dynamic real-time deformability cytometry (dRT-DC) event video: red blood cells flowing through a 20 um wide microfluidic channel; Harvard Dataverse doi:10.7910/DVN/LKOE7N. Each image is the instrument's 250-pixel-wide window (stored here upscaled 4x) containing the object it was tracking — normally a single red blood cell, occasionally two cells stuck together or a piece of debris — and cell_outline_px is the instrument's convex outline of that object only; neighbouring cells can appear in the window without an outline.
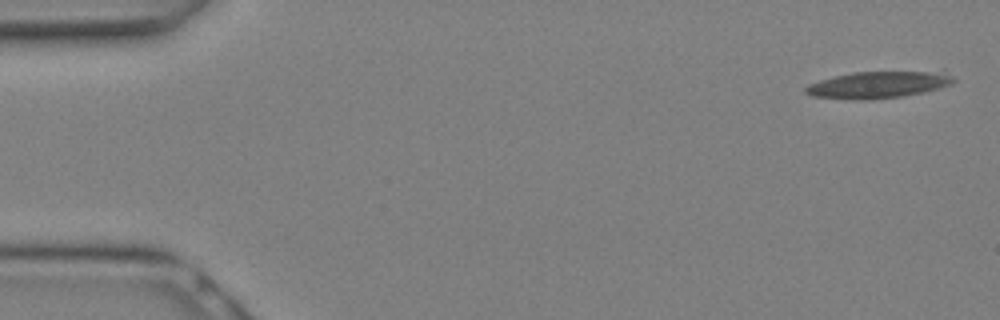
{"species": "Egyptian fruit bat (a non-hibernating species)", "species_latin": "Rousettus aegyptiacus", "temperature_condition": "warm", "stored_images_in_passage": 17, "camera_frame_rate_fps": 3000, "um_per_image_px": 0.085, "animal": {"sex": "female"}, "frame": {"image": 1, "passage_image": 1, "time_ms": 0.0, "image_size_px": [1000, 320], "cell_outline_px": [[956, 80], [952, 84], [940, 88], [924, 92], [904, 96], [868, 100], [856, 100], [812, 96], [804, 92], [804, 88], [808, 84], [820, 80], [852, 72], [944, 68]], "centroid_in_image_um": [74.82, 7.15], "position_along_channel_um": 10.2, "area_um2": 24.45}}
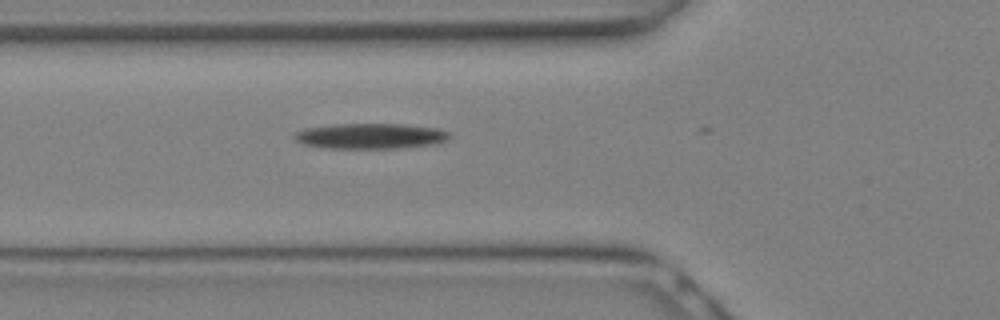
{"frame": {"image": 2, "passage_image": 10, "time_ms": 3.0, "image_size_px": [1000, 320], "cell_outline_px": [[452, 136], [448, 140], [440, 144], [404, 148], [324, 148], [304, 144], [296, 140], [292, 136], [292, 132], [304, 128], [340, 124], [400, 124], [436, 128], [452, 132]], "centroid_in_image_um": [31.54, 11.57], "position_along_channel_um": 94.3, "area_um2": 23.41}}
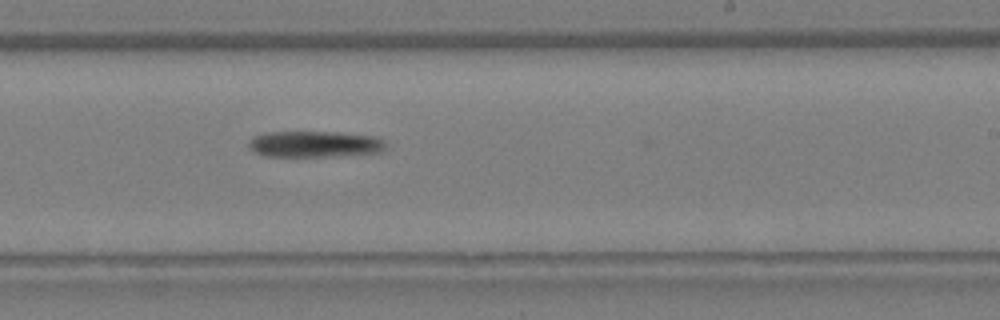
{"frame": {"image": 3, "passage_image": 17, "time_ms": 5.333, "image_size_px": [1000, 320], "cell_outline_px": [[388, 144], [380, 152], [324, 156], [264, 156], [252, 152], [248, 148], [248, 140], [252, 136], [264, 132], [336, 132], [376, 136], [388, 140]], "centroid_in_image_um": [26.71, 12.23], "position_along_channel_um": 262.3, "area_um2": 21.21}}